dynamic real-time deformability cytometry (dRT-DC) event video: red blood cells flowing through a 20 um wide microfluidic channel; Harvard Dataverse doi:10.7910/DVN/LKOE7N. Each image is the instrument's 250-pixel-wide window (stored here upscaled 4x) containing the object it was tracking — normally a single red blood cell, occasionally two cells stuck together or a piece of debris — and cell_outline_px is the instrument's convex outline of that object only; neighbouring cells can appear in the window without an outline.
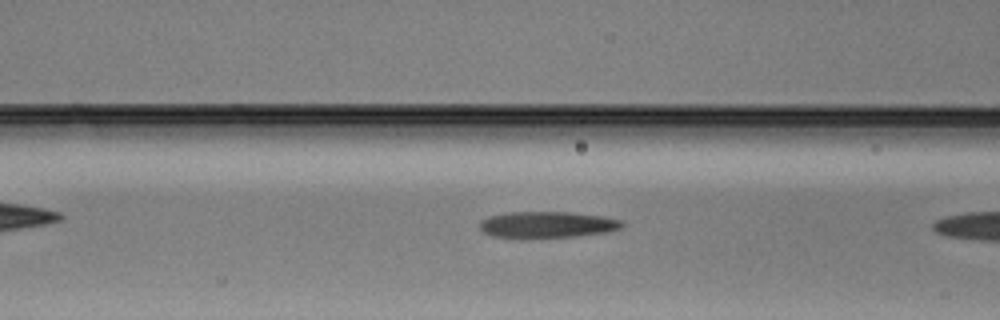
{"species": "Egyptian fruit bat (a non-hibernating species)", "species_latin": "Rousettus aegyptiacus", "temperature_condition": "warm", "stored_images_in_passage": 17, "camera_frame_rate_fps": 3000, "um_per_image_px": 0.085, "animal": {"sex": "male"}, "frame": {"image": 1, "passage_image": 15, "time_ms": 4.667, "image_size_px": [1000, 320], "cell_outline_px": [[624, 224], [620, 228], [608, 232], [576, 236], [528, 240], [524, 240], [492, 236], [484, 232], [480, 228], [480, 220], [488, 216], [512, 212], [572, 212], [604, 216], [624, 220]], "centroid_in_image_um": [46.5, 19.12], "position_along_channel_um": 120.1, "area_um2": 22.66}}